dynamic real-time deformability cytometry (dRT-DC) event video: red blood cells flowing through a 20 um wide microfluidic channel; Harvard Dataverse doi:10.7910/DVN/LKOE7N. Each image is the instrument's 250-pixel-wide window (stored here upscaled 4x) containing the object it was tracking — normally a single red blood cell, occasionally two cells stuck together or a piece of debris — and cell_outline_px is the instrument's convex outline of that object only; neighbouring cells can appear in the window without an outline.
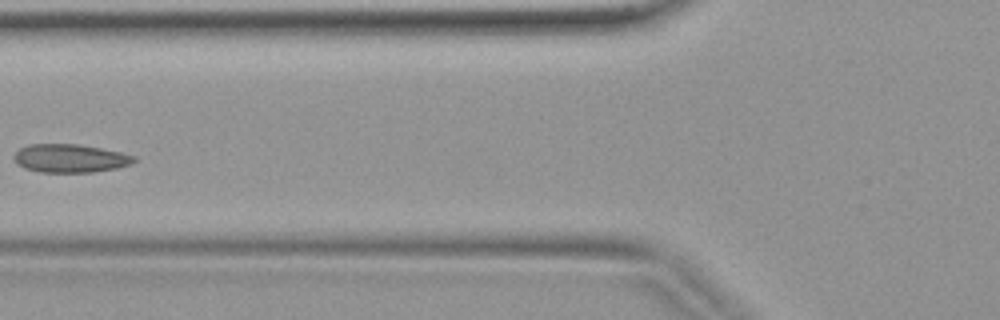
{"species": "common noctule bat (a hibernating species)", "species_latin": "Nyctalus noctula", "temperature_condition": "warm", "stored_images_in_passage": 5, "camera_frame_rate_fps": 3000, "um_per_image_px": 0.085, "animal": {"sex": "female", "body_mass_g": 19.9}, "frame": {"image": 1, "passage_image": 5, "time_ms": 1.333, "image_size_px": [1000, 320], "cell_outline_px": [[136, 160], [132, 164], [116, 168], [92, 172], [40, 172], [24, 168], [16, 164], [12, 156], [20, 148], [28, 144], [76, 144], [100, 148], [120, 152], [136, 156]], "centroid_in_image_um": [5.94, 13.46], "position_along_channel_um": 119.9, "area_um2": 19.88}}